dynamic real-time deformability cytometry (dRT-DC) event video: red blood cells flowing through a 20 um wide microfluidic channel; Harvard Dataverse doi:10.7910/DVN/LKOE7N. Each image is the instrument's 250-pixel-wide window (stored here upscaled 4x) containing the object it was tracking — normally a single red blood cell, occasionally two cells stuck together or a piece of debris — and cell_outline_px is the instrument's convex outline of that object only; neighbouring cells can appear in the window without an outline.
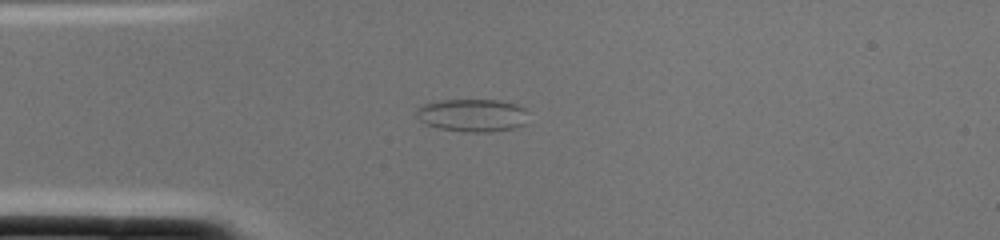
{"species": "common noctule bat (a hibernating species)", "species_latin": "Nyctalus noctula", "temperature_condition": "cold", "stored_images_in_passage": 2, "camera_frame_rate_fps": 3000, "um_per_image_px": 0.085, "animal": {"sex": "female", "body_mass_g": 22.0, "forearm_length_mm": 56.7}, "frame": {"image": 1, "passage_image": 1, "time_ms": 0.0, "image_size_px": [1000, 240], "cell_outline_px": [[528, 124], [516, 128], [488, 132], [464, 132], [440, 128], [428, 124], [420, 120], [416, 116], [416, 108], [424, 104], [440, 100], [496, 100], [516, 104], [524, 108]], "centroid_in_image_um": [40.17, 9.8], "position_along_channel_um": 44.8, "area_um2": 21.44}}